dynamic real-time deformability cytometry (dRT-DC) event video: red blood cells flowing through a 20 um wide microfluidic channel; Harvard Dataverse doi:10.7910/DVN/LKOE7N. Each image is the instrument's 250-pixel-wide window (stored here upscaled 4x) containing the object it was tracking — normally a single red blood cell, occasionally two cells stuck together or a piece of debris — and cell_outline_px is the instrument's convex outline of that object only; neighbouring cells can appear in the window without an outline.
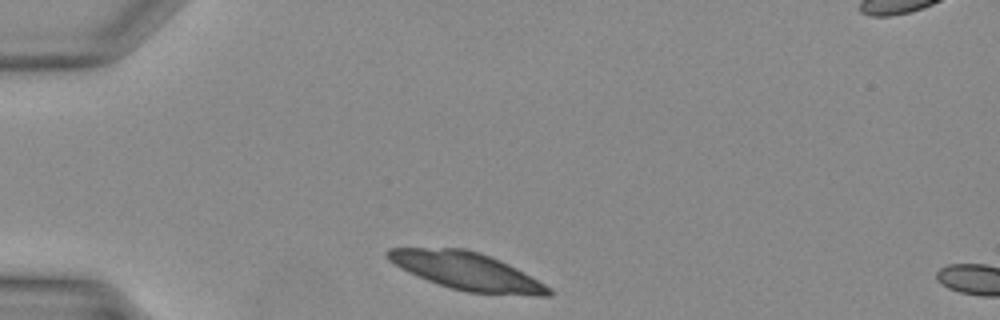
{"species": "Egyptian fruit bat (a non-hibernating species)", "species_latin": "Rousettus aegyptiacus", "temperature_condition": "warm", "stored_images_in_passage": 4, "camera_frame_rate_fps": 3000, "um_per_image_px": 0.085, "animal": {"sex": "female"}, "frame": {"image": 1, "passage_image": 1, "time_ms": 0.0, "image_size_px": [1000, 320], "cell_outline_px": [[552, 296], [532, 296], [468, 292], [452, 288], [428, 280], [408, 272], [400, 268], [388, 260], [384, 256], [384, 252], [388, 248], [464, 248], [480, 252], [500, 260], [516, 268], [552, 288]], "centroid_in_image_um": [39.67, 23.04], "position_along_channel_um": 45.3, "area_um2": 35.2}}